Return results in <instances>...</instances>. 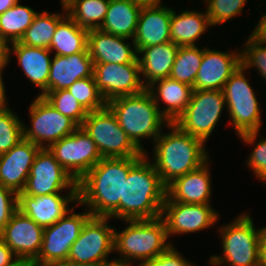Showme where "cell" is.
I'll list each match as a JSON object with an SVG mask.
<instances>
[{"label": "cell", "instance_id": "obj_1", "mask_svg": "<svg viewBox=\"0 0 266 266\" xmlns=\"http://www.w3.org/2000/svg\"><path fill=\"white\" fill-rule=\"evenodd\" d=\"M140 158H102L77 182L78 204L92 216L108 217L123 201L124 179Z\"/></svg>", "mask_w": 266, "mask_h": 266}, {"label": "cell", "instance_id": "obj_2", "mask_svg": "<svg viewBox=\"0 0 266 266\" xmlns=\"http://www.w3.org/2000/svg\"><path fill=\"white\" fill-rule=\"evenodd\" d=\"M147 152L130 168L124 179L123 201L108 216L112 219L139 220L161 217L166 186L161 181Z\"/></svg>", "mask_w": 266, "mask_h": 266}, {"label": "cell", "instance_id": "obj_3", "mask_svg": "<svg viewBox=\"0 0 266 266\" xmlns=\"http://www.w3.org/2000/svg\"><path fill=\"white\" fill-rule=\"evenodd\" d=\"M171 131L162 133L155 139L154 161H151L161 181L167 187L175 179L199 168L209 154L205 143L182 131L175 123L166 125Z\"/></svg>", "mask_w": 266, "mask_h": 266}, {"label": "cell", "instance_id": "obj_4", "mask_svg": "<svg viewBox=\"0 0 266 266\" xmlns=\"http://www.w3.org/2000/svg\"><path fill=\"white\" fill-rule=\"evenodd\" d=\"M107 106L115 114L127 136L144 153L146 151L140 141L152 138L154 142L161 134L162 126L169 124L147 89L112 99Z\"/></svg>", "mask_w": 266, "mask_h": 266}, {"label": "cell", "instance_id": "obj_5", "mask_svg": "<svg viewBox=\"0 0 266 266\" xmlns=\"http://www.w3.org/2000/svg\"><path fill=\"white\" fill-rule=\"evenodd\" d=\"M124 221L127 223L124 230L114 229V251L121 254L120 258L113 259L116 264L132 266L134 260L140 263L150 260L171 245L167 242L166 226L161 217Z\"/></svg>", "mask_w": 266, "mask_h": 266}, {"label": "cell", "instance_id": "obj_6", "mask_svg": "<svg viewBox=\"0 0 266 266\" xmlns=\"http://www.w3.org/2000/svg\"><path fill=\"white\" fill-rule=\"evenodd\" d=\"M240 66L223 88L226 109L237 135L246 144H254L261 128L258 99Z\"/></svg>", "mask_w": 266, "mask_h": 266}, {"label": "cell", "instance_id": "obj_7", "mask_svg": "<svg viewBox=\"0 0 266 266\" xmlns=\"http://www.w3.org/2000/svg\"><path fill=\"white\" fill-rule=\"evenodd\" d=\"M253 223L251 216L243 213L231 223L219 227L223 256L212 255L209 265L259 266L262 228L257 230Z\"/></svg>", "mask_w": 266, "mask_h": 266}, {"label": "cell", "instance_id": "obj_8", "mask_svg": "<svg viewBox=\"0 0 266 266\" xmlns=\"http://www.w3.org/2000/svg\"><path fill=\"white\" fill-rule=\"evenodd\" d=\"M81 127L96 143L102 158L142 157L145 154L127 136L107 105L88 112Z\"/></svg>", "mask_w": 266, "mask_h": 266}, {"label": "cell", "instance_id": "obj_9", "mask_svg": "<svg viewBox=\"0 0 266 266\" xmlns=\"http://www.w3.org/2000/svg\"><path fill=\"white\" fill-rule=\"evenodd\" d=\"M110 217L91 216L84 224L77 240L71 245L67 261L79 264L109 266L107 259L114 252V227Z\"/></svg>", "mask_w": 266, "mask_h": 266}, {"label": "cell", "instance_id": "obj_10", "mask_svg": "<svg viewBox=\"0 0 266 266\" xmlns=\"http://www.w3.org/2000/svg\"><path fill=\"white\" fill-rule=\"evenodd\" d=\"M223 90H193L185 111L174 122L182 131L206 143L226 106Z\"/></svg>", "mask_w": 266, "mask_h": 266}, {"label": "cell", "instance_id": "obj_11", "mask_svg": "<svg viewBox=\"0 0 266 266\" xmlns=\"http://www.w3.org/2000/svg\"><path fill=\"white\" fill-rule=\"evenodd\" d=\"M29 106L31 128L23 123V139L40 148H49L53 143L72 134L79 126L57 111L43 96H36ZM47 144V145H46Z\"/></svg>", "mask_w": 266, "mask_h": 266}, {"label": "cell", "instance_id": "obj_12", "mask_svg": "<svg viewBox=\"0 0 266 266\" xmlns=\"http://www.w3.org/2000/svg\"><path fill=\"white\" fill-rule=\"evenodd\" d=\"M48 149L77 182L102 159L96 143L82 127L53 143Z\"/></svg>", "mask_w": 266, "mask_h": 266}, {"label": "cell", "instance_id": "obj_13", "mask_svg": "<svg viewBox=\"0 0 266 266\" xmlns=\"http://www.w3.org/2000/svg\"><path fill=\"white\" fill-rule=\"evenodd\" d=\"M73 212L74 207L56 223L44 228L41 249L35 261L56 265L67 261L71 245L92 216L88 209L84 213Z\"/></svg>", "mask_w": 266, "mask_h": 266}, {"label": "cell", "instance_id": "obj_14", "mask_svg": "<svg viewBox=\"0 0 266 266\" xmlns=\"http://www.w3.org/2000/svg\"><path fill=\"white\" fill-rule=\"evenodd\" d=\"M78 191L77 181L61 166L47 148H41L32 164L22 193L30 196Z\"/></svg>", "mask_w": 266, "mask_h": 266}, {"label": "cell", "instance_id": "obj_15", "mask_svg": "<svg viewBox=\"0 0 266 266\" xmlns=\"http://www.w3.org/2000/svg\"><path fill=\"white\" fill-rule=\"evenodd\" d=\"M138 57L127 64L94 63L93 77L106 103L112 99L142 92Z\"/></svg>", "mask_w": 266, "mask_h": 266}, {"label": "cell", "instance_id": "obj_16", "mask_svg": "<svg viewBox=\"0 0 266 266\" xmlns=\"http://www.w3.org/2000/svg\"><path fill=\"white\" fill-rule=\"evenodd\" d=\"M161 218L170 235L193 233L216 224L219 214L207 204H188L182 202H164Z\"/></svg>", "mask_w": 266, "mask_h": 266}, {"label": "cell", "instance_id": "obj_17", "mask_svg": "<svg viewBox=\"0 0 266 266\" xmlns=\"http://www.w3.org/2000/svg\"><path fill=\"white\" fill-rule=\"evenodd\" d=\"M43 231V227L17 209L0 233V238L17 259L34 261L39 256Z\"/></svg>", "mask_w": 266, "mask_h": 266}, {"label": "cell", "instance_id": "obj_18", "mask_svg": "<svg viewBox=\"0 0 266 266\" xmlns=\"http://www.w3.org/2000/svg\"><path fill=\"white\" fill-rule=\"evenodd\" d=\"M72 202L78 203V191H69L67 196L17 194V209L43 228L53 225L69 212L68 206Z\"/></svg>", "mask_w": 266, "mask_h": 266}, {"label": "cell", "instance_id": "obj_19", "mask_svg": "<svg viewBox=\"0 0 266 266\" xmlns=\"http://www.w3.org/2000/svg\"><path fill=\"white\" fill-rule=\"evenodd\" d=\"M241 66L240 52L203 48V58L193 90H223L231 75Z\"/></svg>", "mask_w": 266, "mask_h": 266}, {"label": "cell", "instance_id": "obj_20", "mask_svg": "<svg viewBox=\"0 0 266 266\" xmlns=\"http://www.w3.org/2000/svg\"><path fill=\"white\" fill-rule=\"evenodd\" d=\"M41 148L22 139L6 153L0 154V184L14 191H23L34 159Z\"/></svg>", "mask_w": 266, "mask_h": 266}, {"label": "cell", "instance_id": "obj_21", "mask_svg": "<svg viewBox=\"0 0 266 266\" xmlns=\"http://www.w3.org/2000/svg\"><path fill=\"white\" fill-rule=\"evenodd\" d=\"M160 3L143 5L136 27L132 47L137 53L145 47L170 42L172 9Z\"/></svg>", "mask_w": 266, "mask_h": 266}, {"label": "cell", "instance_id": "obj_22", "mask_svg": "<svg viewBox=\"0 0 266 266\" xmlns=\"http://www.w3.org/2000/svg\"><path fill=\"white\" fill-rule=\"evenodd\" d=\"M207 160L199 168L175 179L166 188L165 202L210 205L211 176Z\"/></svg>", "mask_w": 266, "mask_h": 266}, {"label": "cell", "instance_id": "obj_23", "mask_svg": "<svg viewBox=\"0 0 266 266\" xmlns=\"http://www.w3.org/2000/svg\"><path fill=\"white\" fill-rule=\"evenodd\" d=\"M93 72L94 62L89 52L54 55L50 65L48 92L66 90L79 79L93 77Z\"/></svg>", "mask_w": 266, "mask_h": 266}, {"label": "cell", "instance_id": "obj_24", "mask_svg": "<svg viewBox=\"0 0 266 266\" xmlns=\"http://www.w3.org/2000/svg\"><path fill=\"white\" fill-rule=\"evenodd\" d=\"M127 37L116 36L100 29L88 32V51L94 63H132L137 57L136 49L126 43Z\"/></svg>", "mask_w": 266, "mask_h": 266}, {"label": "cell", "instance_id": "obj_25", "mask_svg": "<svg viewBox=\"0 0 266 266\" xmlns=\"http://www.w3.org/2000/svg\"><path fill=\"white\" fill-rule=\"evenodd\" d=\"M146 89L169 123H174L185 111L193 93V87L169 77L152 82ZM160 100L167 105L163 110L159 106Z\"/></svg>", "mask_w": 266, "mask_h": 266}, {"label": "cell", "instance_id": "obj_26", "mask_svg": "<svg viewBox=\"0 0 266 266\" xmlns=\"http://www.w3.org/2000/svg\"><path fill=\"white\" fill-rule=\"evenodd\" d=\"M11 45L12 48L9 47V58L12 52L17 56L18 65H21L24 75L40 88L39 96H44L48 92V79L52 61L49 53L51 51L47 48L23 45L20 42H14Z\"/></svg>", "mask_w": 266, "mask_h": 266}, {"label": "cell", "instance_id": "obj_27", "mask_svg": "<svg viewBox=\"0 0 266 266\" xmlns=\"http://www.w3.org/2000/svg\"><path fill=\"white\" fill-rule=\"evenodd\" d=\"M178 50L179 46L170 41L142 48L138 52L140 74L144 77L141 81L145 87L156 80L169 77Z\"/></svg>", "mask_w": 266, "mask_h": 266}, {"label": "cell", "instance_id": "obj_28", "mask_svg": "<svg viewBox=\"0 0 266 266\" xmlns=\"http://www.w3.org/2000/svg\"><path fill=\"white\" fill-rule=\"evenodd\" d=\"M142 6L132 0H110L105 20L99 29L133 40Z\"/></svg>", "mask_w": 266, "mask_h": 266}, {"label": "cell", "instance_id": "obj_29", "mask_svg": "<svg viewBox=\"0 0 266 266\" xmlns=\"http://www.w3.org/2000/svg\"><path fill=\"white\" fill-rule=\"evenodd\" d=\"M176 13L173 9L170 20V41L179 47L196 46V41L211 26L206 11L202 13L188 10Z\"/></svg>", "mask_w": 266, "mask_h": 266}, {"label": "cell", "instance_id": "obj_30", "mask_svg": "<svg viewBox=\"0 0 266 266\" xmlns=\"http://www.w3.org/2000/svg\"><path fill=\"white\" fill-rule=\"evenodd\" d=\"M89 30L77 25L66 15L59 23L51 40L49 50L55 55L69 56L79 52L88 51Z\"/></svg>", "mask_w": 266, "mask_h": 266}, {"label": "cell", "instance_id": "obj_31", "mask_svg": "<svg viewBox=\"0 0 266 266\" xmlns=\"http://www.w3.org/2000/svg\"><path fill=\"white\" fill-rule=\"evenodd\" d=\"M110 0H65L63 2L67 15L78 26L99 29L105 20Z\"/></svg>", "mask_w": 266, "mask_h": 266}, {"label": "cell", "instance_id": "obj_32", "mask_svg": "<svg viewBox=\"0 0 266 266\" xmlns=\"http://www.w3.org/2000/svg\"><path fill=\"white\" fill-rule=\"evenodd\" d=\"M37 14L34 9L20 5L18 1L0 14V38L8 44L19 42Z\"/></svg>", "mask_w": 266, "mask_h": 266}, {"label": "cell", "instance_id": "obj_33", "mask_svg": "<svg viewBox=\"0 0 266 266\" xmlns=\"http://www.w3.org/2000/svg\"><path fill=\"white\" fill-rule=\"evenodd\" d=\"M61 5L65 15L63 12L62 14H49L47 11L38 13L19 42L23 45L49 49L58 23L67 15L64 4Z\"/></svg>", "mask_w": 266, "mask_h": 266}, {"label": "cell", "instance_id": "obj_34", "mask_svg": "<svg viewBox=\"0 0 266 266\" xmlns=\"http://www.w3.org/2000/svg\"><path fill=\"white\" fill-rule=\"evenodd\" d=\"M202 58L203 48L180 46L169 78L193 87Z\"/></svg>", "mask_w": 266, "mask_h": 266}, {"label": "cell", "instance_id": "obj_35", "mask_svg": "<svg viewBox=\"0 0 266 266\" xmlns=\"http://www.w3.org/2000/svg\"><path fill=\"white\" fill-rule=\"evenodd\" d=\"M67 91L76 98L87 112L103 109L107 105L97 89L94 77L75 81Z\"/></svg>", "mask_w": 266, "mask_h": 266}, {"label": "cell", "instance_id": "obj_36", "mask_svg": "<svg viewBox=\"0 0 266 266\" xmlns=\"http://www.w3.org/2000/svg\"><path fill=\"white\" fill-rule=\"evenodd\" d=\"M43 97L62 115L73 120L79 127L82 126L88 112L67 89L49 91Z\"/></svg>", "mask_w": 266, "mask_h": 266}, {"label": "cell", "instance_id": "obj_37", "mask_svg": "<svg viewBox=\"0 0 266 266\" xmlns=\"http://www.w3.org/2000/svg\"><path fill=\"white\" fill-rule=\"evenodd\" d=\"M23 139V122L12 110L0 112V154L6 153Z\"/></svg>", "mask_w": 266, "mask_h": 266}, {"label": "cell", "instance_id": "obj_38", "mask_svg": "<svg viewBox=\"0 0 266 266\" xmlns=\"http://www.w3.org/2000/svg\"><path fill=\"white\" fill-rule=\"evenodd\" d=\"M244 45L245 48L240 50L241 66L245 70L256 68L266 81V42H261L250 35Z\"/></svg>", "mask_w": 266, "mask_h": 266}, {"label": "cell", "instance_id": "obj_39", "mask_svg": "<svg viewBox=\"0 0 266 266\" xmlns=\"http://www.w3.org/2000/svg\"><path fill=\"white\" fill-rule=\"evenodd\" d=\"M207 4L206 13L212 26L223 24L238 16L247 0H204Z\"/></svg>", "mask_w": 266, "mask_h": 266}, {"label": "cell", "instance_id": "obj_40", "mask_svg": "<svg viewBox=\"0 0 266 266\" xmlns=\"http://www.w3.org/2000/svg\"><path fill=\"white\" fill-rule=\"evenodd\" d=\"M173 246V243L157 257L138 263L137 266H194L184 259Z\"/></svg>", "mask_w": 266, "mask_h": 266}, {"label": "cell", "instance_id": "obj_41", "mask_svg": "<svg viewBox=\"0 0 266 266\" xmlns=\"http://www.w3.org/2000/svg\"><path fill=\"white\" fill-rule=\"evenodd\" d=\"M254 147L246 164L253 170L255 177L266 183V139L259 140Z\"/></svg>", "mask_w": 266, "mask_h": 266}, {"label": "cell", "instance_id": "obj_42", "mask_svg": "<svg viewBox=\"0 0 266 266\" xmlns=\"http://www.w3.org/2000/svg\"><path fill=\"white\" fill-rule=\"evenodd\" d=\"M17 210V194L0 184V233Z\"/></svg>", "mask_w": 266, "mask_h": 266}, {"label": "cell", "instance_id": "obj_43", "mask_svg": "<svg viewBox=\"0 0 266 266\" xmlns=\"http://www.w3.org/2000/svg\"><path fill=\"white\" fill-rule=\"evenodd\" d=\"M17 258L0 238V266H10Z\"/></svg>", "mask_w": 266, "mask_h": 266}, {"label": "cell", "instance_id": "obj_44", "mask_svg": "<svg viewBox=\"0 0 266 266\" xmlns=\"http://www.w3.org/2000/svg\"><path fill=\"white\" fill-rule=\"evenodd\" d=\"M251 35L261 42H266V14L262 15L261 20L251 32Z\"/></svg>", "mask_w": 266, "mask_h": 266}, {"label": "cell", "instance_id": "obj_45", "mask_svg": "<svg viewBox=\"0 0 266 266\" xmlns=\"http://www.w3.org/2000/svg\"><path fill=\"white\" fill-rule=\"evenodd\" d=\"M9 46L8 43L0 38V73H3L2 70L7 66L9 59Z\"/></svg>", "mask_w": 266, "mask_h": 266}, {"label": "cell", "instance_id": "obj_46", "mask_svg": "<svg viewBox=\"0 0 266 266\" xmlns=\"http://www.w3.org/2000/svg\"><path fill=\"white\" fill-rule=\"evenodd\" d=\"M259 266H266V226L262 227L259 239Z\"/></svg>", "mask_w": 266, "mask_h": 266}, {"label": "cell", "instance_id": "obj_47", "mask_svg": "<svg viewBox=\"0 0 266 266\" xmlns=\"http://www.w3.org/2000/svg\"><path fill=\"white\" fill-rule=\"evenodd\" d=\"M5 85L2 79V73H0V112L9 109L7 106L8 102L6 101V94H5Z\"/></svg>", "mask_w": 266, "mask_h": 266}, {"label": "cell", "instance_id": "obj_48", "mask_svg": "<svg viewBox=\"0 0 266 266\" xmlns=\"http://www.w3.org/2000/svg\"><path fill=\"white\" fill-rule=\"evenodd\" d=\"M19 0H0V14L4 13L7 9L11 8Z\"/></svg>", "mask_w": 266, "mask_h": 266}, {"label": "cell", "instance_id": "obj_49", "mask_svg": "<svg viewBox=\"0 0 266 266\" xmlns=\"http://www.w3.org/2000/svg\"><path fill=\"white\" fill-rule=\"evenodd\" d=\"M56 266H100V265H91V264H79V263H71L69 261L61 262Z\"/></svg>", "mask_w": 266, "mask_h": 266}, {"label": "cell", "instance_id": "obj_50", "mask_svg": "<svg viewBox=\"0 0 266 266\" xmlns=\"http://www.w3.org/2000/svg\"><path fill=\"white\" fill-rule=\"evenodd\" d=\"M132 1L138 2L142 5H152L161 2V0H132Z\"/></svg>", "mask_w": 266, "mask_h": 266}, {"label": "cell", "instance_id": "obj_51", "mask_svg": "<svg viewBox=\"0 0 266 266\" xmlns=\"http://www.w3.org/2000/svg\"><path fill=\"white\" fill-rule=\"evenodd\" d=\"M10 266H28L27 259H17Z\"/></svg>", "mask_w": 266, "mask_h": 266}, {"label": "cell", "instance_id": "obj_52", "mask_svg": "<svg viewBox=\"0 0 266 266\" xmlns=\"http://www.w3.org/2000/svg\"><path fill=\"white\" fill-rule=\"evenodd\" d=\"M28 266H56V264L40 263L35 260H28Z\"/></svg>", "mask_w": 266, "mask_h": 266}, {"label": "cell", "instance_id": "obj_53", "mask_svg": "<svg viewBox=\"0 0 266 266\" xmlns=\"http://www.w3.org/2000/svg\"><path fill=\"white\" fill-rule=\"evenodd\" d=\"M109 266H124V265L114 263V264H111Z\"/></svg>", "mask_w": 266, "mask_h": 266}]
</instances>
